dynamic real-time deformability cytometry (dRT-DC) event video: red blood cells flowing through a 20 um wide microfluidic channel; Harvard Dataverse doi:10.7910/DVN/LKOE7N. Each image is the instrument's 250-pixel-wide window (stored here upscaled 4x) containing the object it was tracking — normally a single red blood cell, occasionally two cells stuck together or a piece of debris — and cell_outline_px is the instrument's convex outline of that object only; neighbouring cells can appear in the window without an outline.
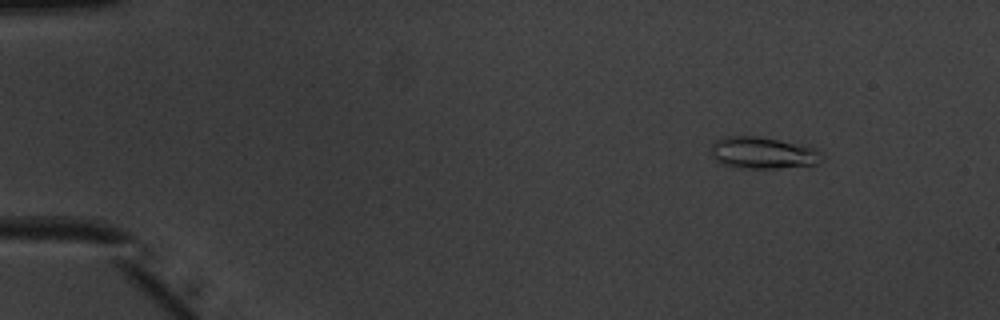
{"species": "common noctule bat (a hibernating species)", "species_latin": "Nyctalus noctula", "temperature_condition": "warm", "stored_images_in_passage": 52, "camera_frame_rate_fps": 3000, "um_per_image_px": 0.085, "animal": {"sex": "male", "body_mass_g": 20.1, "forearm_length_mm": 53.5}, "frame": {"image": 1, "passage_image": 7, "time_ms": 2.0, "image_size_px": [1000, 320], "cell_outline_px": [[824, 156], [816, 164], [776, 168], [740, 168], [720, 164], [712, 156], [712, 144], [716, 140], [724, 136], [756, 136], [808, 144], [816, 148]], "centroid_in_image_um": [64.87, 12.98], "position_along_channel_um": 20.1, "area_um2": 20.81}}
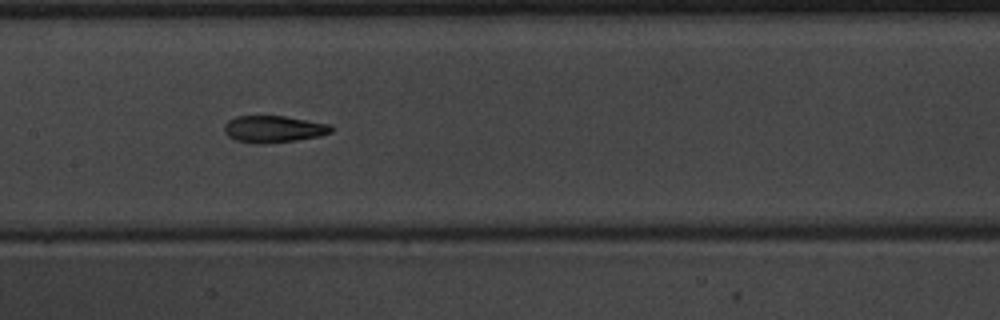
{"frame": {"image": 2, "passage_image": 27, "time_ms": 8.667, "image_size_px": [1000, 320], "cell_outline_px": [[332, 132], [320, 136], [296, 140], [264, 144], [252, 144], [236, 140], [228, 136], [224, 132], [224, 124], [228, 120], [236, 116], [284, 116], [328, 124], [332, 128]], "centroid_in_image_um": [23.21, 10.98], "position_along_channel_um": 184.2, "area_um2": 16.76}}
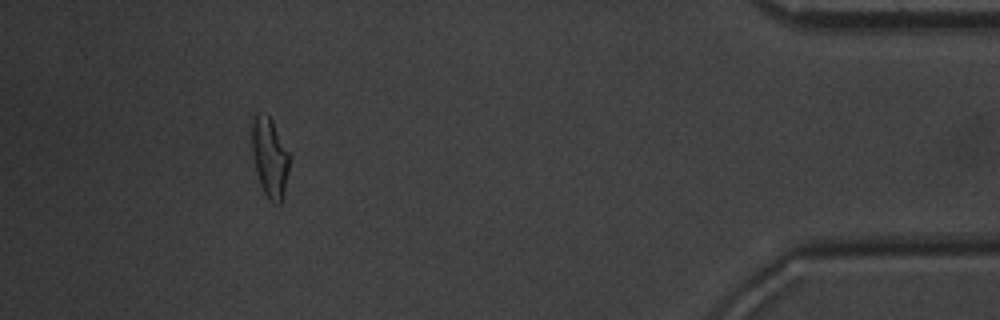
{"frame": {"image": 3, "passage_image": 48, "time_ms": 15.667, "image_size_px": [1000, 320], "cell_outline_px": [[292, 156], [284, 192], [280, 204], [272, 204], [268, 200], [260, 184], [256, 172], [252, 152], [252, 124], [256, 112], [268, 116], [272, 120]], "centroid_in_image_um": [22.96, 13.41], "position_along_channel_um": 412.2, "area_um2": 17.69}, "authors_computed_cell_mechanics": {"area_um2": 17.2822, "velocity_mm_per_s": 4.0121, "shape_relaxation_time_tau1_ms": 3.1607, "shape_relaxation_time_tau2_ms": 2.1253, "deformation_change_tau1": 0.1886, "deformation_change_tau2": 0.1003}}